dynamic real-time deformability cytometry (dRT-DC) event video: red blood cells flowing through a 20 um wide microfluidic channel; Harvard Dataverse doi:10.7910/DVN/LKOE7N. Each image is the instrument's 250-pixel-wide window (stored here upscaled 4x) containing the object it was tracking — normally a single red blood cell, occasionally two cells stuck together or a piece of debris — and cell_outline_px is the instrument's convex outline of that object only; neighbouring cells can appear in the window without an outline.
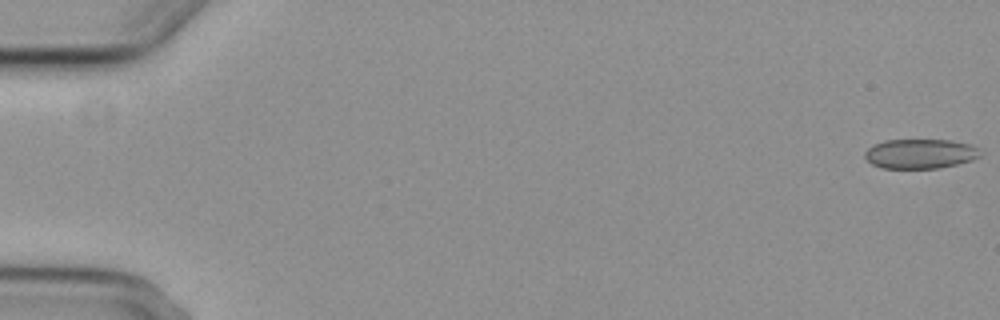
{"species": "common noctule bat (a hibernating species)", "species_latin": "Nyctalus noctula", "temperature_condition": "cold", "stored_images_in_passage": 5, "camera_frame_rate_fps": 3000, "um_per_image_px": 0.085, "animal": {"sex": "female", "body_mass_g": 29.2, "forearm_length_mm": 56.3}, "frame": {"image": 1, "passage_image": 1, "time_ms": 0.0, "image_size_px": [1000, 320], "cell_outline_px": [[980, 156], [972, 160], [940, 168], [880, 168], [872, 164], [864, 156], [864, 152], [868, 148], [884, 140], [952, 140], [972, 144], [976, 148]], "centroid_in_image_um": [78.2, 13.07], "position_along_channel_um": 6.8, "area_um2": 19.83}}
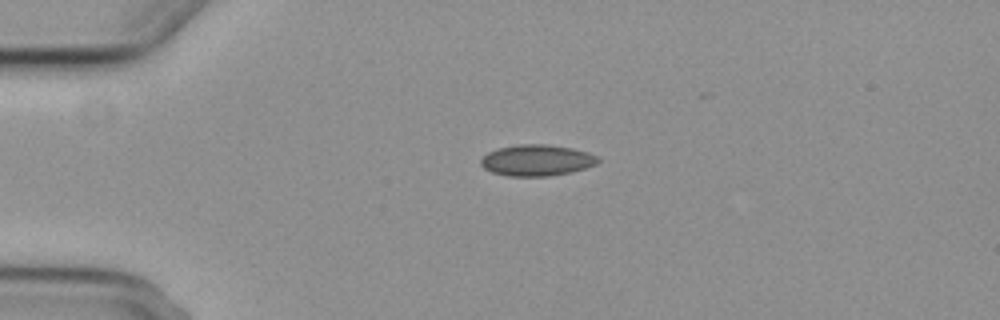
{"frame": {"image": 2, "passage_image": 4, "time_ms": 4.333, "image_size_px": [1000, 320], "cell_outline_px": [[600, 160], [596, 164], [572, 172], [548, 176], [508, 176], [492, 172], [484, 168], [480, 164], [480, 160], [488, 152], [500, 148], [520, 144], [548, 144], [572, 148], [588, 152], [596, 156]], "centroid_in_image_um": [45.63, 13.62], "position_along_channel_um": 39.4, "area_um2": 21.21}}